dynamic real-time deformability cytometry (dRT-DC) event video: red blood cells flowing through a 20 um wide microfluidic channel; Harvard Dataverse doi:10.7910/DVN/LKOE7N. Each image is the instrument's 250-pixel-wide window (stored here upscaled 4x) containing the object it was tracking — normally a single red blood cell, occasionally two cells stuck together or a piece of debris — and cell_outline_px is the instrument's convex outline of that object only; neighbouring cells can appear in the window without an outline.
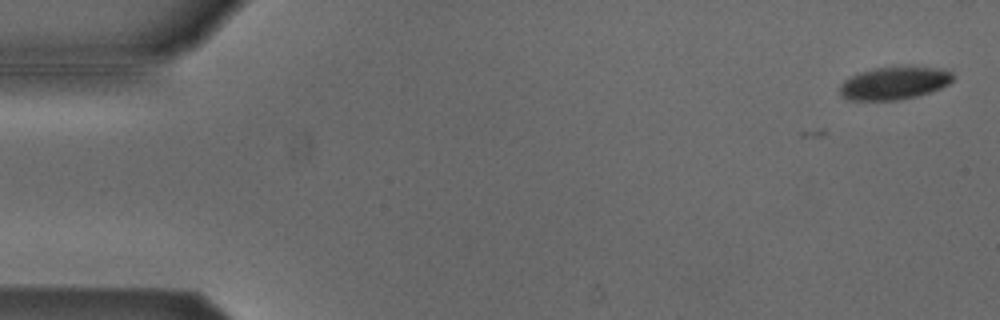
{"species": "Egyptian fruit bat (a non-hibernating species)", "species_latin": "Rousettus aegyptiacus", "temperature_condition": "cold", "stored_images_in_passage": 39, "camera_frame_rate_fps": 3000, "um_per_image_px": 0.085, "animal": {"sex": "male"}, "frame": {"image": 1, "passage_image": 2, "time_ms": 0.333, "image_size_px": [1000, 320], "cell_outline_px": [[952, 80], [948, 84], [940, 88], [916, 96], [900, 100], [848, 100], [840, 96], [840, 84], [844, 80], [860, 72], [872, 68], [904, 64], [908, 64], [940, 68], [952, 72]], "centroid_in_image_um": [76.0, 7.02], "position_along_channel_um": 9.0, "area_um2": 22.2}}
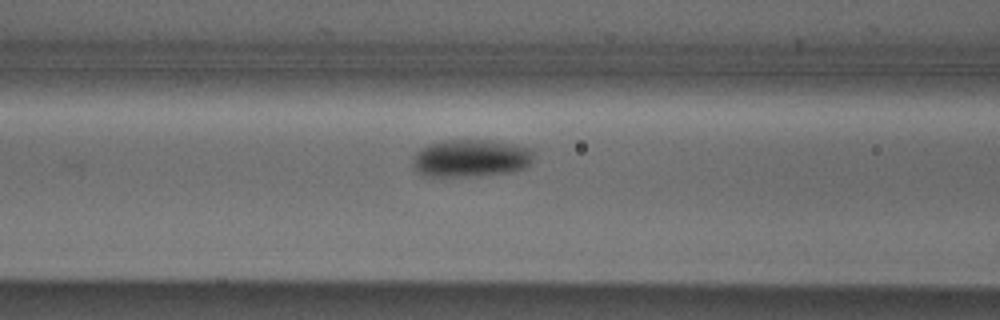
{"frame": {"image": 2, "passage_image": 22, "time_ms": 7.0, "image_size_px": [1000, 320], "cell_outline_px": [[536, 152], [532, 160], [524, 168], [512, 172], [472, 176], [432, 176], [420, 172], [412, 164], [412, 156], [420, 148], [428, 144], [440, 140], [488, 140], [512, 144], [532, 148]], "centroid_in_image_um": [40.04, 13.43], "position_along_channel_um": 126.6, "area_um2": 26.53}}
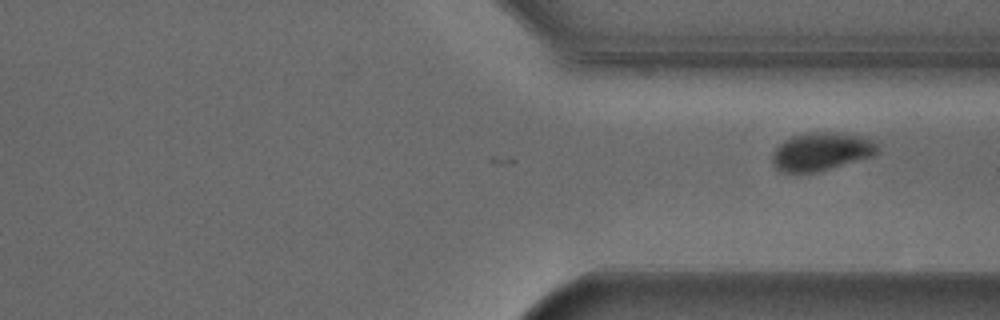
{"frame": {"image": 3, "passage_image": 39, "time_ms": 12.667, "image_size_px": [1000, 320], "cell_outline_px": [[876, 152], [872, 156], [816, 172], [780, 172], [772, 164], [772, 152], [784, 140], [792, 136], [808, 132], [840, 132], [872, 140], [876, 144]], "centroid_in_image_um": [69.73, 12.88], "position_along_channel_um": 341.7, "area_um2": 23.06}}